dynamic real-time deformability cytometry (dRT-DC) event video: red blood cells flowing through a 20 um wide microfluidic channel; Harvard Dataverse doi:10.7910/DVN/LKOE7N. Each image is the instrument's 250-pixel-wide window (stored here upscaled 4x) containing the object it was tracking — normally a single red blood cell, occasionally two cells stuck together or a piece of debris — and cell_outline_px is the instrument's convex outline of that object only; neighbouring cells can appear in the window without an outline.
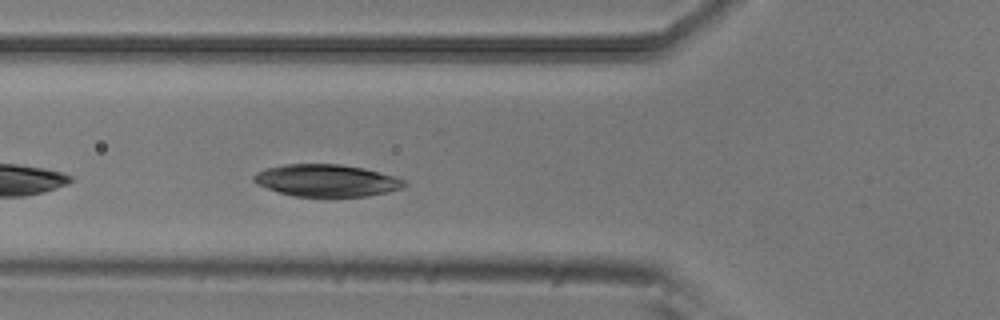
{"species": "common noctule bat (a hibernating species)", "species_latin": "Nyctalus noctula", "temperature_condition": "room temperature", "stored_images_in_passage": 30, "camera_frame_rate_fps": 3000, "um_per_image_px": 0.085, "animal": {"sex": "male", "body_mass_g": 20.5, "forearm_length_mm": 52.5}, "frame": {"image": 1, "passage_image": 6, "time_ms": 1.667, "image_size_px": [1000, 320], "cell_outline_px": [[408, 184], [400, 188], [388, 192], [368, 196], [292, 196], [256, 184], [252, 180], [252, 176], [256, 172], [264, 168], [284, 164], [340, 164], [364, 168], [396, 176], [404, 180]], "centroid_in_image_um": [27.74, 15.33], "position_along_channel_um": 98.1, "area_um2": 28.26}}
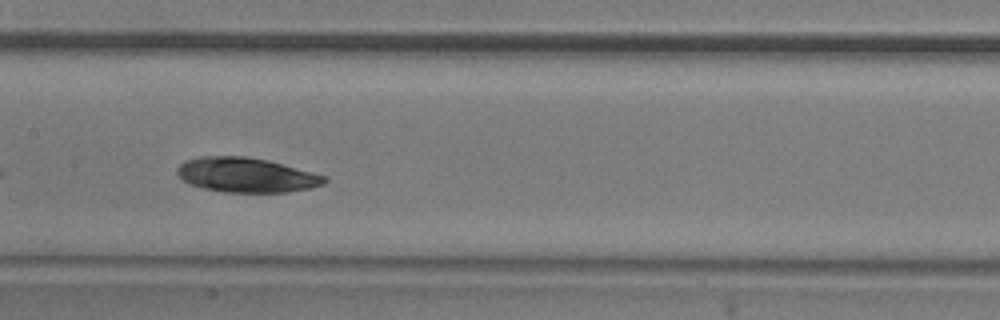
{"frame": {"image": 2, "passage_image": 13, "time_ms": 4.0, "image_size_px": [1000, 320], "cell_outline_px": [[328, 180], [324, 184], [312, 188], [288, 192], [224, 192], [204, 188], [188, 184], [176, 172], [180, 164], [184, 160], [200, 156], [244, 156], [268, 160], [328, 176]], "centroid_in_image_um": [20.96, 14.87], "position_along_channel_um": 186.4, "area_um2": 29.88}}
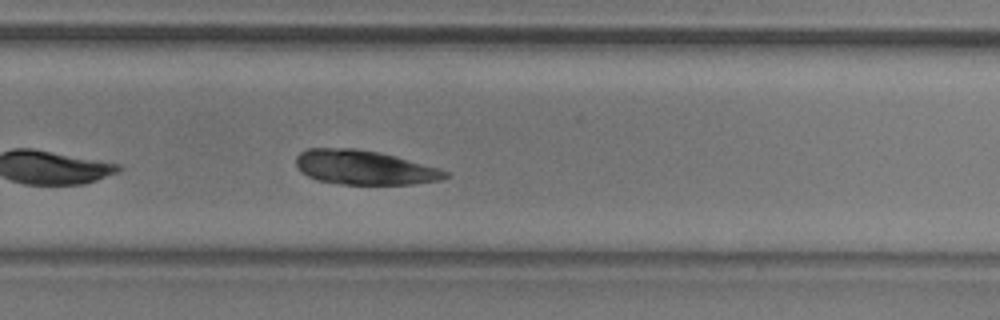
{"frame": {"image": 3, "passage_image": 22, "time_ms": 7.0, "image_size_px": [1000, 320], "cell_outline_px": [[448, 176], [440, 180], [412, 184], [340, 184], [316, 180], [300, 172], [296, 164], [296, 156], [300, 152], [308, 148], [356, 148], [380, 152], [396, 156], [440, 168], [448, 172]], "centroid_in_image_um": [30.94, 14.23], "position_along_channel_um": 298.9, "area_um2": 30.0}, "authors_computed_cell_mechanics": {"area_um2": 29.5936, "velocity_mm_per_s": 3.7651, "shape_relaxation_time_tau1_ms": null, "shape_relaxation_time_tau2_ms": 9.0749, "deformation_change_tau1": null, "deformation_change_tau2": 0.1157}}